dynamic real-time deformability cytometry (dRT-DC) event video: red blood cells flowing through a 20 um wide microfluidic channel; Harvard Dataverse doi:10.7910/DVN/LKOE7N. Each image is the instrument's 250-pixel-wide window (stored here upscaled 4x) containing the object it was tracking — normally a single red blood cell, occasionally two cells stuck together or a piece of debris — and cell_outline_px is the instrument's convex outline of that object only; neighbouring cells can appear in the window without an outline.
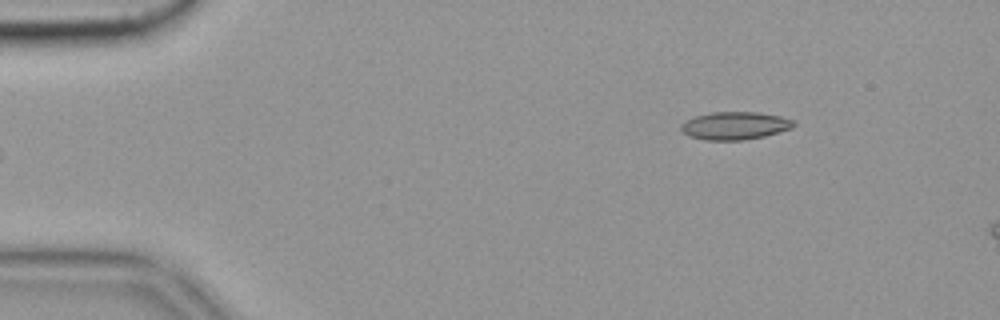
{"species": "common noctule bat (a hibernating species)", "species_latin": "Nyctalus noctula", "temperature_condition": "cold", "stored_images_in_passage": 50, "camera_frame_rate_fps": 3000, "um_per_image_px": 0.085, "animal": {"sex": "female", "body_mass_g": 19.9}, "frame": {"image": 1, "passage_image": 1, "time_ms": 0.0, "image_size_px": [1000, 320], "cell_outline_px": [[796, 124], [792, 128], [764, 136], [744, 140], [704, 140], [688, 136], [680, 128], [680, 124], [696, 116], [712, 112], [756, 112], [780, 116], [792, 120]], "centroid_in_image_um": [62.46, 10.69], "position_along_channel_um": 22.5, "area_um2": 18.15}}
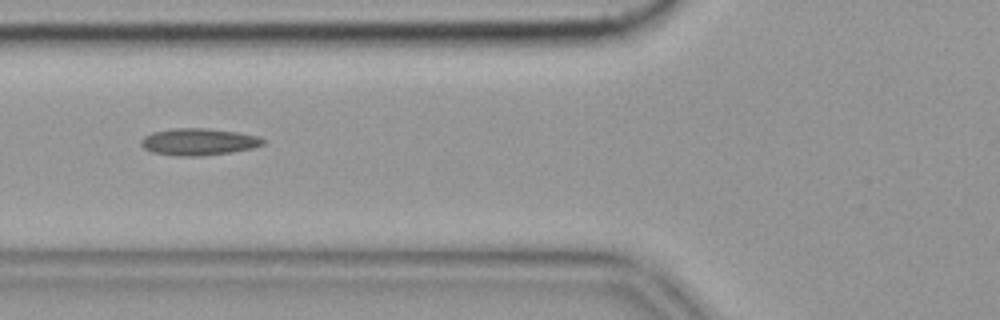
{"frame": {"image": 2, "passage_image": 15, "time_ms": 4.667, "image_size_px": [1000, 320], "cell_outline_px": [[264, 144], [252, 148], [232, 152], [204, 156], [176, 156], [152, 152], [144, 148], [140, 144], [140, 140], [144, 136], [152, 132], [172, 128], [208, 128], [236, 132], [260, 136], [264, 140]], "centroid_in_image_um": [16.86, 12.05], "position_along_channel_um": 108.9, "area_um2": 19.31}}